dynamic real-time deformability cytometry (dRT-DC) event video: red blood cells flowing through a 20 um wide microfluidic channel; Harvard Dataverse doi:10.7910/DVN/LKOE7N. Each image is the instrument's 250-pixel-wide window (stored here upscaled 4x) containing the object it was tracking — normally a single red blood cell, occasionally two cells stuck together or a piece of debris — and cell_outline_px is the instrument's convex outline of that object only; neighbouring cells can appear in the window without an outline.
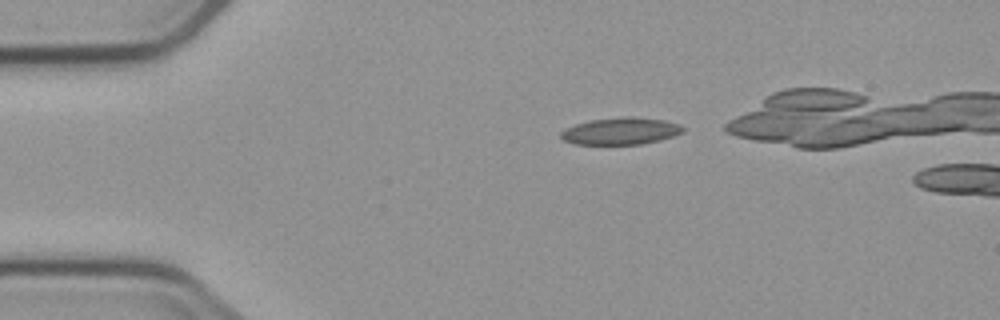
{"species": "common noctule bat (a hibernating species)", "species_latin": "Nyctalus noctula", "temperature_condition": "cold", "stored_images_in_passage": 3, "camera_frame_rate_fps": 3000, "um_per_image_px": 0.085, "animal": {"sex": "male", "body_mass_g": 23.1, "forearm_length_mm": 52.7}, "frame": {"image": 1, "passage_image": 1, "time_ms": 0.0, "image_size_px": [1000, 320], "cell_outline_px": [[684, 132], [660, 140], [640, 144], [576, 144], [564, 140], [560, 136], [560, 132], [576, 124], [592, 120], [664, 120], [680, 124], [684, 128]], "centroid_in_image_um": [52.76, 11.2], "position_along_channel_um": 32.2, "area_um2": 17.92}}